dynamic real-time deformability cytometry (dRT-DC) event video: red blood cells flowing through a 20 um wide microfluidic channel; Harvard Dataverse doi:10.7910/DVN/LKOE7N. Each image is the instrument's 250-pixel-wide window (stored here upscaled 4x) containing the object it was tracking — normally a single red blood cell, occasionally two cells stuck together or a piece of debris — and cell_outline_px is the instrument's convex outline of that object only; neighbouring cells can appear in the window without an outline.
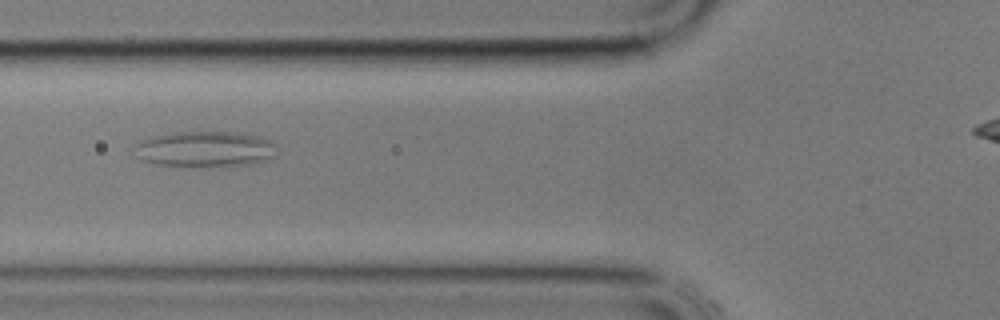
{"species": "common noctule bat (a hibernating species)", "species_latin": "Nyctalus noctula", "temperature_condition": "cold", "stored_images_in_passage": 39, "camera_frame_rate_fps": 3000, "um_per_image_px": 0.085, "animal": {"sex": "male", "body_mass_g": 17.9}, "frame": {"image": 1, "passage_image": 7, "time_ms": 2.0, "image_size_px": [1000, 320], "cell_outline_px": [[280, 152], [272, 160], [252, 164], [212, 168], [200, 168], [156, 164], [140, 160], [132, 156], [136, 144], [140, 140], [152, 136], [176, 132], [236, 132], [260, 136], [276, 144]], "centroid_in_image_um": [17.46, 12.71], "position_along_channel_um": 108.3, "area_um2": 31.04}}
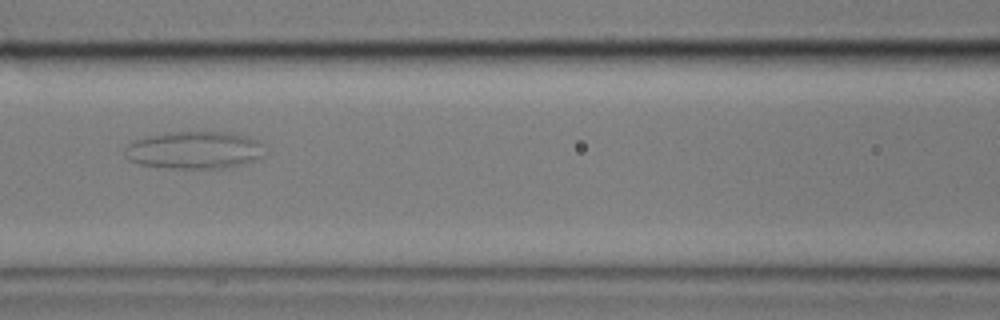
{"frame": {"image": 2, "passage_image": 11, "time_ms": 3.333, "image_size_px": [1000, 320], "cell_outline_px": [[264, 156], [244, 164], [224, 168], [164, 168], [140, 164], [128, 160], [124, 156], [124, 148], [132, 140], [148, 136], [172, 132], [228, 132], [248, 136], [260, 140], [264, 144]], "centroid_in_image_um": [16.53, 12.76], "position_along_channel_um": 150.1, "area_um2": 30.98}}